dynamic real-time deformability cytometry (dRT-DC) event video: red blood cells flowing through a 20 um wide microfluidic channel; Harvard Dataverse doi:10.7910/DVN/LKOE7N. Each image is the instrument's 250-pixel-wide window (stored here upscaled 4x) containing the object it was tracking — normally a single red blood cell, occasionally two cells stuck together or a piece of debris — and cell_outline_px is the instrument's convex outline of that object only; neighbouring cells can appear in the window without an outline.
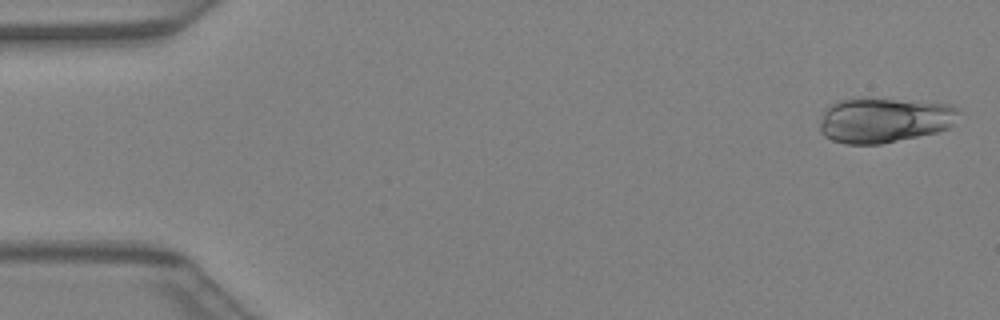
{"species": "Egyptian fruit bat (a non-hibernating species)", "species_latin": "Rousettus aegyptiacus", "temperature_condition": "warm", "stored_images_in_passage": 40, "camera_frame_rate_fps": 3000, "um_per_image_px": 0.085, "animal": {"sex": "female"}, "frame": {"image": 1, "passage_image": 1, "time_ms": 0.0, "image_size_px": [1000, 320], "cell_outline_px": [[960, 112], [952, 124], [948, 128], [936, 132], [880, 144], [844, 144], [832, 140], [824, 136], [820, 132], [820, 124], [824, 112], [828, 104], [836, 100], [852, 96], [868, 96], [948, 104], [956, 108]], "centroid_in_image_um": [75.08, 10.16], "position_along_channel_um": 9.9, "area_um2": 37.22}}
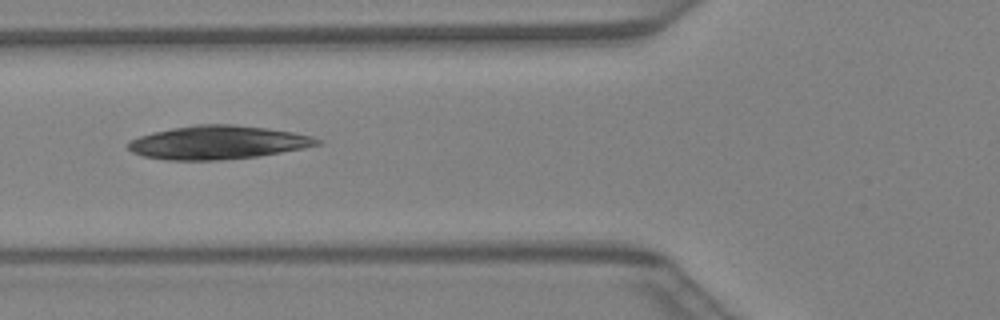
{"frame": {"image": 2, "passage_image": 15, "time_ms": 4.667, "image_size_px": [1000, 320], "cell_outline_px": [[320, 144], [304, 148], [260, 156], [220, 160], [168, 160], [144, 156], [132, 152], [128, 148], [128, 140], [152, 132], [172, 128], [196, 124], [232, 124], [268, 128], [292, 132], [312, 136], [320, 140]], "centroid_in_image_um": [18.5, 12.11], "position_along_channel_um": 107.3, "area_um2": 36.93}}
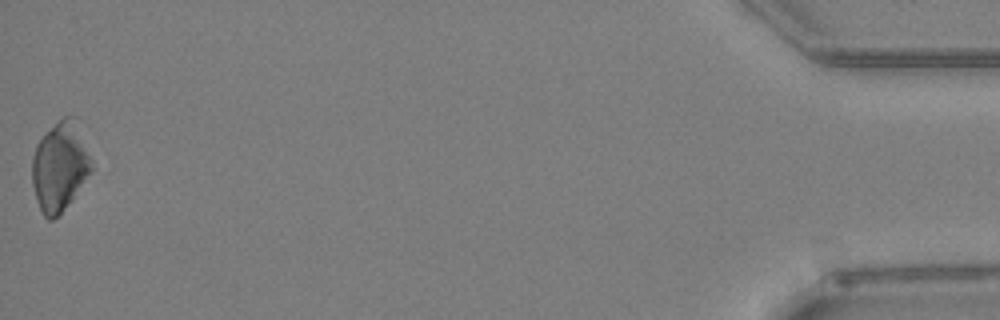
{"frame": {"image": 3, "passage_image": 40, "time_ms": 13.0, "image_size_px": [1000, 320], "cell_outline_px": [[92, 172], [72, 200], [52, 220], [48, 220], [44, 216], [36, 200], [32, 184], [32, 156], [36, 144], [64, 116], [76, 116], [92, 160]], "centroid_in_image_um": [5.11, 14.15], "position_along_channel_um": 430.1, "area_um2": 30.81}}